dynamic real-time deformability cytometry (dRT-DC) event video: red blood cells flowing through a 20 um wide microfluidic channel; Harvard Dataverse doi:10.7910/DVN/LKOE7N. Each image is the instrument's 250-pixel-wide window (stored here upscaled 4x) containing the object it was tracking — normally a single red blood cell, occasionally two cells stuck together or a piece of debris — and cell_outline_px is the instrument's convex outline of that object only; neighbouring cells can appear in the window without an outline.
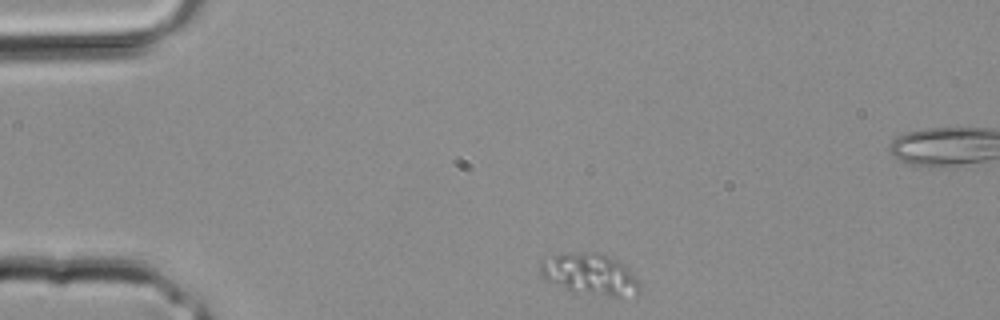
{"species": "common noctule bat (a hibernating species)", "species_latin": "Nyctalus noctula", "temperature_condition": "room temperature", "stored_images_in_passage": 2, "camera_frame_rate_fps": 3000, "um_per_image_px": 0.085, "animal": {"sex": "male", "body_mass_g": 20.4}, "frame": {"image": 1, "passage_image": 1, "time_ms": 0.0, "image_size_px": [1000, 320], "cell_outline_px": [[640, 292], [620, 296], [608, 296], [572, 292], [544, 280], [540, 272], [540, 260], [560, 252], [592, 252], [616, 260], [628, 268], [640, 284]], "centroid_in_image_um": [50.06, 23.3], "position_along_channel_um": 34.9, "area_um2": 23.99}}